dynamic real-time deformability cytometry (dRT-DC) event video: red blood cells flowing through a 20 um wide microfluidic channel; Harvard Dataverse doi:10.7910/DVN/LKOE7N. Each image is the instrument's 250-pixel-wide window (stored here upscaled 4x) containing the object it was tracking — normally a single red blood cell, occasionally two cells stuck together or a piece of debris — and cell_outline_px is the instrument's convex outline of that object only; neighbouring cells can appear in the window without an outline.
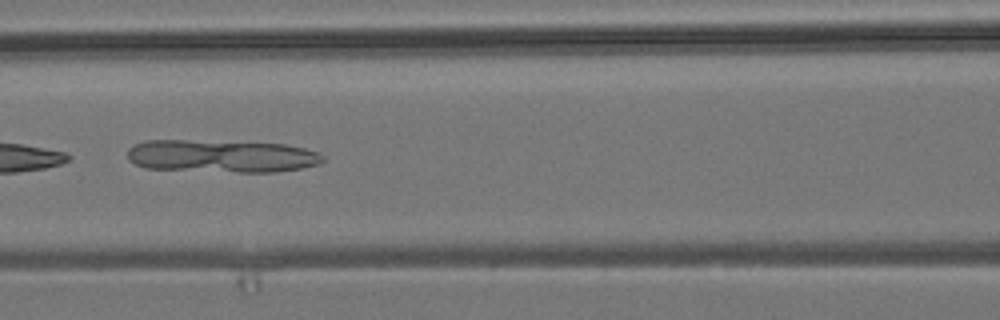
{"species": "common noctule bat (a hibernating species)", "species_latin": "Nyctalus noctula", "temperature_condition": "room temperature", "stored_images_in_passage": 7, "camera_frame_rate_fps": 3000, "um_per_image_px": 0.085, "animal": {"sex": "male", "body_mass_g": 19.2, "forearm_length_mm": 51.8}, "frame": {"image": 1, "passage_image": 7, "time_ms": 7.0, "image_size_px": [1000, 320], "cell_outline_px": [[324, 160], [320, 164], [300, 168], [276, 172], [240, 172], [144, 168], [128, 160], [128, 148], [144, 140], [188, 140], [284, 144], [304, 148], [320, 152], [324, 156]], "centroid_in_image_um": [18.84, 13.27], "position_along_channel_um": 147.8, "area_um2": 37.22}}